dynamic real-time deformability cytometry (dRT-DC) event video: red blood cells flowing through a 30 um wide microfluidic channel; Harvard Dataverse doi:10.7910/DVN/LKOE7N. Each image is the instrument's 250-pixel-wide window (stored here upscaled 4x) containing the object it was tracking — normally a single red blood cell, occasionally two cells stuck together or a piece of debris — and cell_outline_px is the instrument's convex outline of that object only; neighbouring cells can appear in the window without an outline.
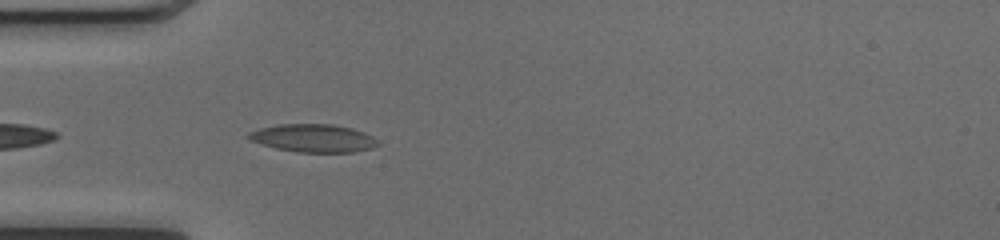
{"species": "common noctule bat (a hibernating species)", "species_latin": "Nyctalus noctula", "temperature_condition": "cold", "stored_images_in_passage": 9, "camera_frame_rate_fps": 3000, "um_per_image_px": 0.085, "animal": {"sex": "female", "body_mass_g": 17.0, "forearm_length_mm": 48.0}, "frame": {"image": 1, "passage_image": 2, "time_ms": 0.333, "image_size_px": [1000, 240], "cell_outline_px": [[380, 144], [372, 148], [352, 152], [296, 152], [276, 148], [260, 144], [248, 140], [244, 136], [248, 132], [260, 128], [280, 124], [332, 124], [352, 128], [364, 132], [380, 140]], "centroid_in_image_um": [26.61, 11.74], "position_along_channel_um": 58.4, "area_um2": 21.33}}